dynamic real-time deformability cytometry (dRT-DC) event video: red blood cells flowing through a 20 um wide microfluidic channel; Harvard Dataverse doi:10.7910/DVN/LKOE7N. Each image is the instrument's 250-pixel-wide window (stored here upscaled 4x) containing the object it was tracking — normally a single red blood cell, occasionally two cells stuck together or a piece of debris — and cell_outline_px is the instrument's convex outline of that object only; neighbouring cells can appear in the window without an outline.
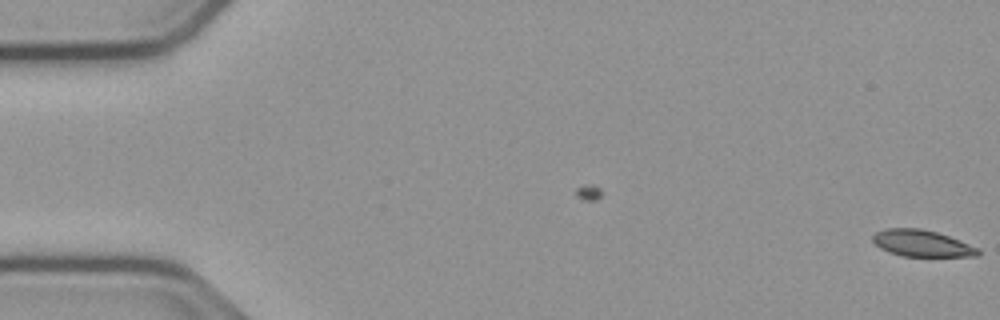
{"species": "common noctule bat (a hibernating species)", "species_latin": "Nyctalus noctula", "temperature_condition": "cold", "stored_images_in_passage": 6, "camera_frame_rate_fps": 3000, "um_per_image_px": 0.085, "animal": {"sex": "male", "body_mass_g": 23.1, "forearm_length_mm": 52.7}, "frame": {"image": 1, "passage_image": 6, "time_ms": 1.667, "image_size_px": [1000, 320], "cell_outline_px": [[980, 256], [904, 256], [888, 252], [880, 248], [872, 240], [872, 236], [876, 232], [884, 228], [920, 228], [936, 232], [960, 240], [980, 248]], "centroid_in_image_um": [78.37, 20.68], "position_along_channel_um": 6.6, "area_um2": 16.36}}